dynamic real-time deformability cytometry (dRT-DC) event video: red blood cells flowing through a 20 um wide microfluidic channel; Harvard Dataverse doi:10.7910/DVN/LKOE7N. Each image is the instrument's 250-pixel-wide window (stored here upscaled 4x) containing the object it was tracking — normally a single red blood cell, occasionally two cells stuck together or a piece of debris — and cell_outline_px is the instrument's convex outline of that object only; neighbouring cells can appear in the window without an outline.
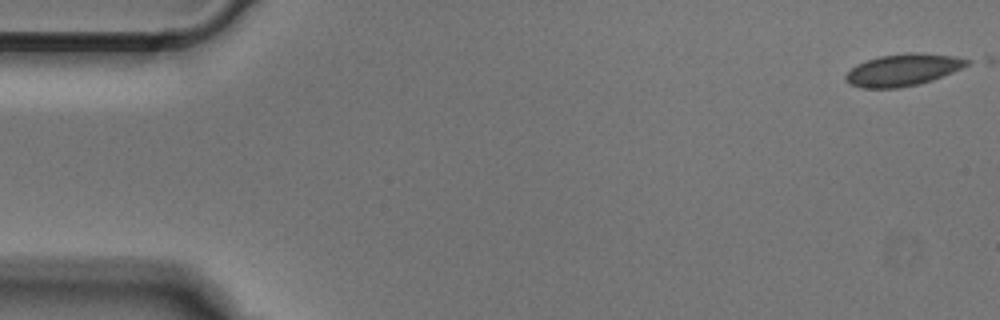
{"species": "Egyptian fruit bat (a non-hibernating species)", "species_latin": "Rousettus aegyptiacus", "temperature_condition": "cold", "stored_images_in_passage": 2, "camera_frame_rate_fps": 3000, "um_per_image_px": 0.085, "animal": {"sex": "male"}, "frame": {"image": 1, "passage_image": 1, "time_ms": 0.0, "image_size_px": [1000, 320], "cell_outline_px": [[972, 60], [968, 64], [952, 72], [932, 80], [920, 84], [900, 88], [860, 88], [848, 84], [844, 80], [844, 76], [856, 64], [880, 56], [912, 52], [916, 52], [956, 56]], "centroid_in_image_um": [76.72, 5.95], "position_along_channel_um": 8.3, "area_um2": 22.66}}